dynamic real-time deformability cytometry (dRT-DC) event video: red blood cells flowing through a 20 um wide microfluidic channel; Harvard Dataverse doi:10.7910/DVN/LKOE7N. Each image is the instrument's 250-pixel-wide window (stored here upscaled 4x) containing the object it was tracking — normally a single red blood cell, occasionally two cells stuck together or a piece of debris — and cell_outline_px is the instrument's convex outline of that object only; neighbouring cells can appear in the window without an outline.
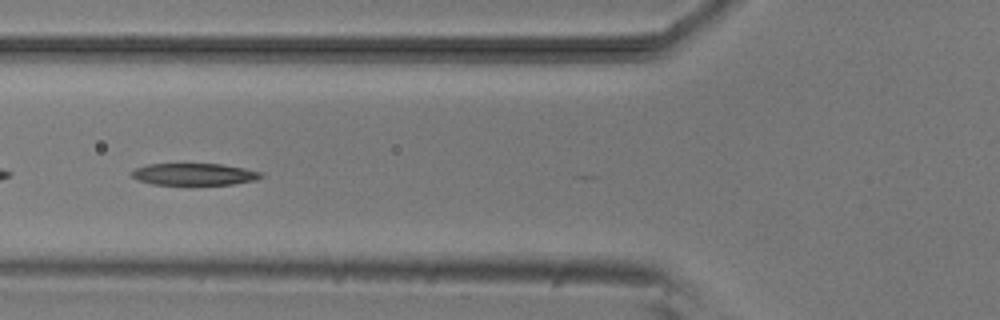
{"species": "common noctule bat (a hibernating species)", "species_latin": "Nyctalus noctula", "temperature_condition": "room temperature", "stored_images_in_passage": 11, "camera_frame_rate_fps": 3000, "um_per_image_px": 0.085, "animal": {"sex": "male", "body_mass_g": 20.5, "forearm_length_mm": 52.5}, "frame": {"image": 1, "passage_image": 6, "time_ms": 1.667, "image_size_px": [1000, 320], "cell_outline_px": [[264, 176], [256, 180], [232, 184], [152, 184], [140, 180], [132, 176], [132, 172], [136, 168], [148, 164], [220, 164], [244, 168], [260, 172]], "centroid_in_image_um": [16.53, 14.8], "position_along_channel_um": 109.3, "area_um2": 16.18}}
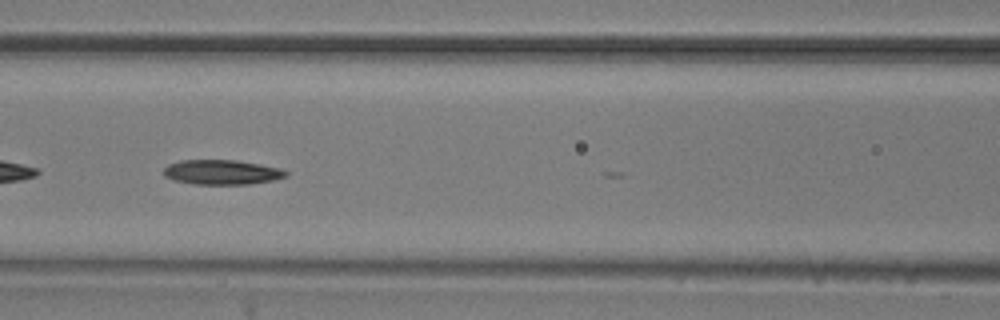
{"frame": {"image": 2, "passage_image": 9, "time_ms": 2.667, "image_size_px": [1000, 320], "cell_outline_px": [[288, 176], [272, 180], [248, 184], [196, 184], [172, 180], [164, 176], [164, 168], [168, 164], [180, 160], [236, 160], [260, 164], [280, 168], [288, 172]], "centroid_in_image_um": [18.84, 14.63], "position_along_channel_um": 147.8, "area_um2": 17.63}}